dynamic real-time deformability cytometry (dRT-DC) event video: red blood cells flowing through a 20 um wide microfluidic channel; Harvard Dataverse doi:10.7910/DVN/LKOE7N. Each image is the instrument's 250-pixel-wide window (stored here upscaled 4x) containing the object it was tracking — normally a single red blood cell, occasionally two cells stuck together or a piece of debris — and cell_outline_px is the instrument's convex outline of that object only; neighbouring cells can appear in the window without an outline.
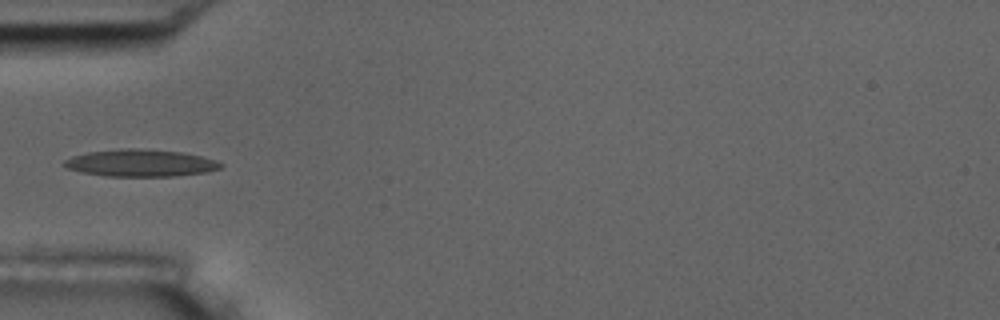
{"species": "common noctule bat (a hibernating species)", "species_latin": "Nyctalus noctula", "temperature_condition": "room temperature", "stored_images_in_passage": 5, "camera_frame_rate_fps": 3000, "um_per_image_px": 0.085, "animal": {"sex": "male", "body_mass_g": 17.5, "forearm_length_mm": 52.3}, "frame": {"image": 1, "passage_image": 5, "time_ms": 5.333, "image_size_px": [1000, 320], "cell_outline_px": [[224, 164], [220, 168], [208, 172], [176, 176], [108, 176], [80, 172], [68, 168], [60, 164], [64, 160], [72, 156], [88, 152], [120, 148], [132, 148], [180, 152], [200, 156], [216, 160]], "centroid_in_image_um": [11.92, 13.86], "position_along_channel_um": 73.1, "area_um2": 24.74}}